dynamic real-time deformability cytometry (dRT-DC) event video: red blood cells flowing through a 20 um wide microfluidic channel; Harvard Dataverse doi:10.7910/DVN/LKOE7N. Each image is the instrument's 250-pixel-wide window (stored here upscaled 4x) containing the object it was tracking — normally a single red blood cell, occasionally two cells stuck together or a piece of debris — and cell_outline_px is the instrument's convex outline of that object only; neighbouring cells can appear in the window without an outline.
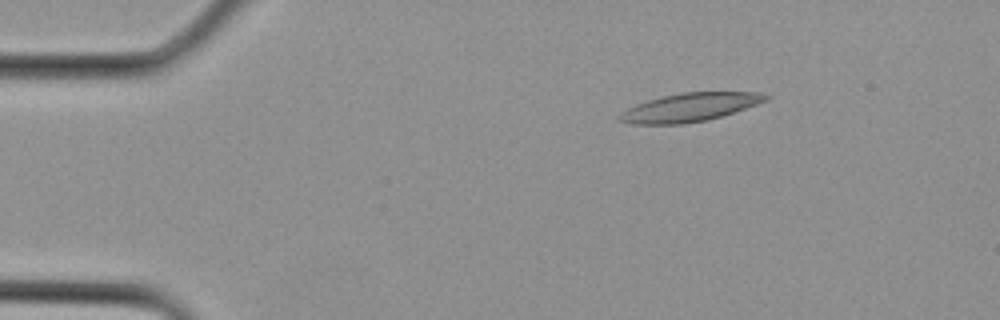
{"species": "Egyptian fruit bat (a non-hibernating species)", "species_latin": "Rousettus aegyptiacus", "temperature_condition": "cold", "stored_images_in_passage": 11, "camera_frame_rate_fps": 3000, "um_per_image_px": 0.085, "animal": {"sex": "female"}, "frame": {"image": 1, "passage_image": 1, "time_ms": 0.0, "image_size_px": [1000, 320], "cell_outline_px": [[772, 96], [768, 100], [708, 120], [684, 124], [632, 124], [616, 120], [616, 116], [628, 108], [636, 104], [648, 100], [664, 96], [684, 92], [764, 92]], "centroid_in_image_um": [58.62, 9.12], "position_along_channel_um": 26.4, "area_um2": 24.16}}
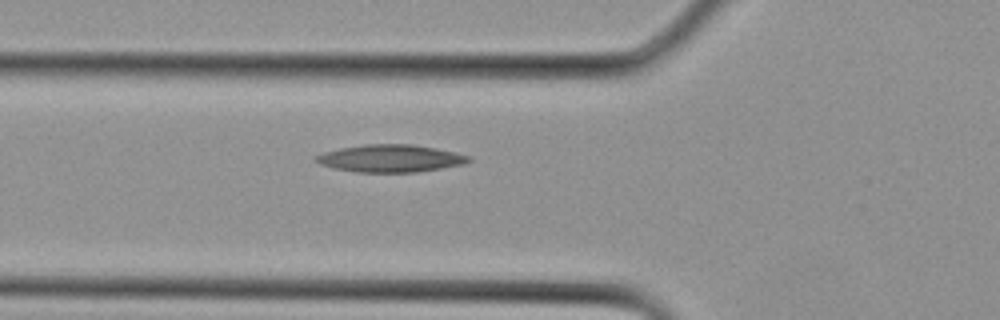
{"frame": {"image": 2, "passage_image": 7, "time_ms": 2.0, "image_size_px": [1000, 320], "cell_outline_px": [[472, 160], [464, 164], [416, 172], [356, 172], [336, 168], [320, 164], [312, 160], [316, 156], [324, 152], [340, 148], [364, 144], [412, 144], [436, 148], [456, 152], [472, 156]], "centroid_in_image_um": [33.21, 13.45], "position_along_channel_um": 92.6, "area_um2": 24.45}}
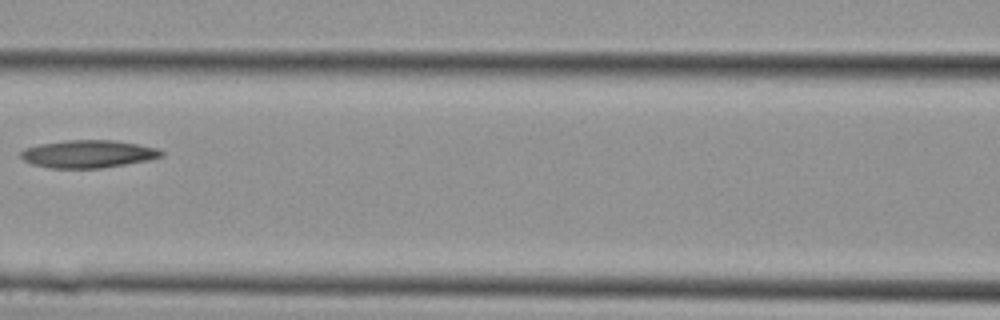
{"frame": {"image": 3, "passage_image": 10, "time_ms": 3.0, "image_size_px": [1000, 320], "cell_outline_px": [[164, 156], [148, 160], [100, 168], [48, 168], [32, 164], [24, 160], [20, 156], [20, 152], [24, 148], [40, 144], [64, 140], [112, 140], [160, 148], [164, 152]], "centroid_in_image_um": [7.49, 13.08], "position_along_channel_um": 159.1, "area_um2": 22.72}}